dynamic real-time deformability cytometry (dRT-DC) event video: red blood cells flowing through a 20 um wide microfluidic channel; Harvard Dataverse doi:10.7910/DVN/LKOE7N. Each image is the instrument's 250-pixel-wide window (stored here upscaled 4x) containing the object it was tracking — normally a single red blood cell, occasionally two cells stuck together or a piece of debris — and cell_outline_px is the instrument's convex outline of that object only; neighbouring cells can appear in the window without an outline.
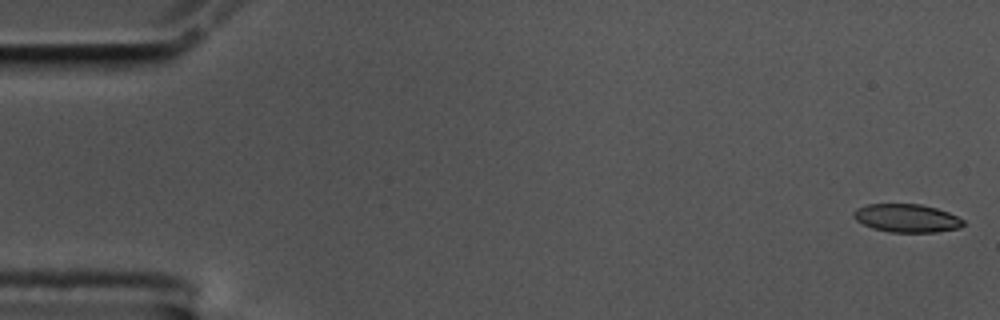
{"species": "common noctule bat (a hibernating species)", "species_latin": "Nyctalus noctula", "temperature_condition": "cold", "stored_images_in_passage": 57, "camera_frame_rate_fps": 3000, "um_per_image_px": 0.085, "animal": {"sex": "male", "body_mass_g": 17.5, "forearm_length_mm": 52.3}, "frame": {"image": 1, "passage_image": 1, "time_ms": 0.0, "image_size_px": [1000, 320], "cell_outline_px": [[964, 224], [960, 228], [936, 232], [888, 232], [872, 228], [856, 220], [852, 216], [852, 212], [856, 208], [868, 204], [920, 204], [936, 208], [948, 212], [964, 220]], "centroid_in_image_um": [77.05, 18.54], "position_along_channel_um": 7.9, "area_um2": 18.09}}
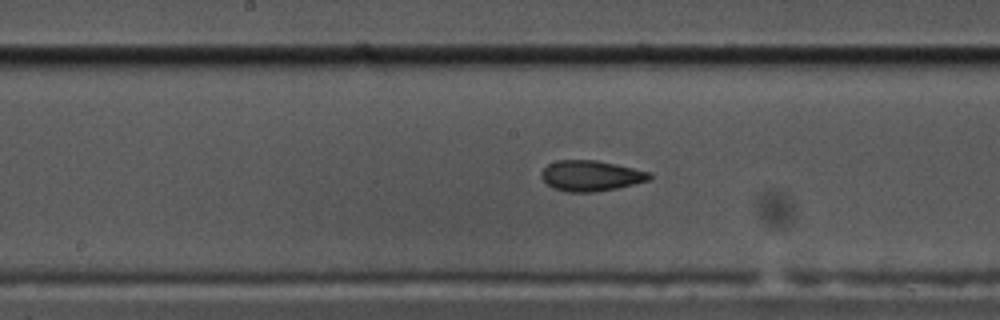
{"frame": {"image": 2, "passage_image": 29, "time_ms": 9.333, "image_size_px": [1000, 320], "cell_outline_px": [[652, 180], [616, 188], [596, 192], [568, 192], [552, 188], [540, 176], [540, 172], [548, 164], [556, 160], [596, 160], [616, 164], [652, 172]], "centroid_in_image_um": [50.24, 14.94], "position_along_channel_um": 198.0, "area_um2": 19.48}}
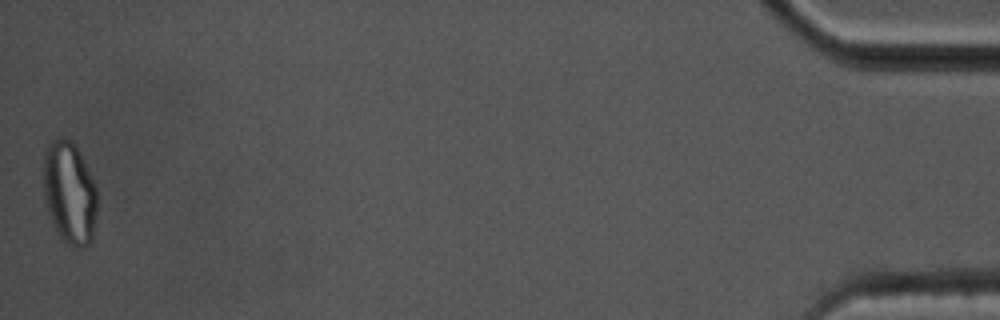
{"frame": {"image": 3, "passage_image": 57, "time_ms": 18.667, "image_size_px": [1000, 320], "cell_outline_px": [[96, 212], [92, 240], [84, 248], [72, 248], [64, 244], [52, 224], [44, 204], [44, 152], [48, 144], [56, 136], [64, 136], [72, 140], [96, 188]], "centroid_in_image_um": [5.87, 16.43], "position_along_channel_um": 429.3, "area_um2": 32.37}, "authors_computed_cell_mechanics": {"area_um2": 19.4208, "velocity_mm_per_s": 3.5013, "shape_relaxation_time_tau1_ms": 7.6167, "shape_relaxation_time_tau2_ms": 1.7341, "deformation_change_tau1": 0.2097, "deformation_change_tau2": 0.0857}}